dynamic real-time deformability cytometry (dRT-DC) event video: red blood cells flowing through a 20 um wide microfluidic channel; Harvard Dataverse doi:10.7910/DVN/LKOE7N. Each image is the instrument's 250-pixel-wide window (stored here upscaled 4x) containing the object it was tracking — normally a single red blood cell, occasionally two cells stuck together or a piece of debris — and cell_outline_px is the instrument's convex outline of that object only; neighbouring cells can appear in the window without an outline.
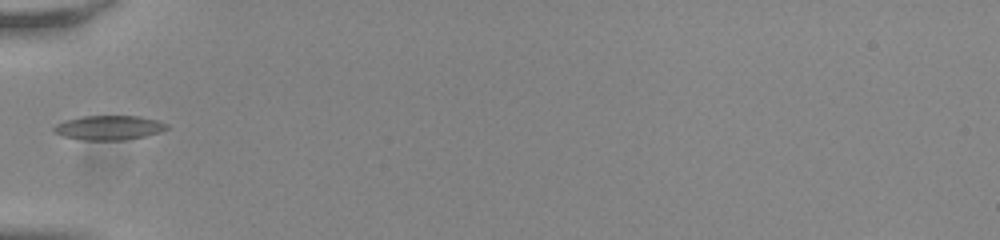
{"species": "common noctule bat (a hibernating species)", "species_latin": "Nyctalus noctula", "temperature_condition": "room temperature", "stored_images_in_passage": 35, "camera_frame_rate_fps": 3000, "um_per_image_px": 0.085, "animal": {"sex": "male", "body_mass_g": 20.0, "forearm_length_mm": 53.3}, "frame": {"image": 1, "passage_image": 1, "time_ms": 0.0, "image_size_px": [1000, 240], "cell_outline_px": [[168, 128], [160, 132], [144, 136], [124, 140], [84, 140], [64, 136], [56, 132], [52, 128], [56, 124], [64, 120], [80, 116], [140, 116], [156, 120], [168, 124]], "centroid_in_image_um": [9.26, 10.84], "position_along_channel_um": 75.7, "area_um2": 16.01}}
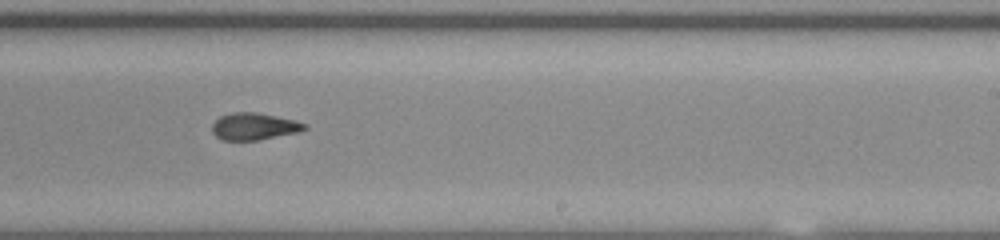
{"frame": {"image": 2, "passage_image": 16, "time_ms": 5.0, "image_size_px": [1000, 240], "cell_outline_px": [[308, 128], [300, 132], [260, 140], [220, 140], [212, 132], [212, 124], [220, 116], [232, 112], [256, 112], [296, 120], [308, 124]], "centroid_in_image_um": [21.63, 10.75], "position_along_channel_um": 267.4, "area_um2": 14.8}}
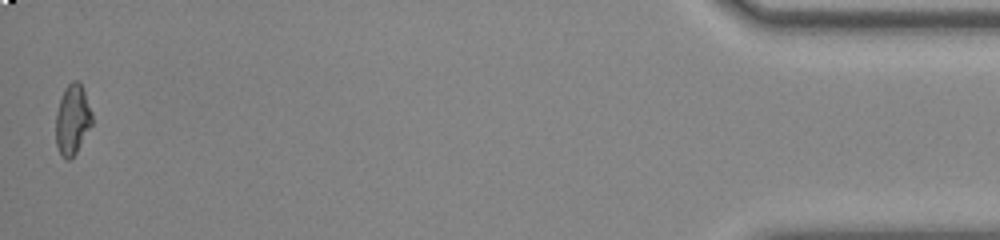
{"frame": {"image": 3, "passage_image": 35, "time_ms": 11.333, "image_size_px": [1000, 240], "cell_outline_px": [[92, 124], [76, 152], [68, 160], [64, 160], [60, 156], [56, 144], [56, 112], [64, 88], [72, 80], [80, 80], [92, 112]], "centroid_in_image_um": [6.15, 10.15], "position_along_channel_um": 429.1, "area_um2": 14.91}, "authors_computed_cell_mechanics": {"area_um2": 14.739, "velocity_mm_per_s": 3.8313, "shape_relaxation_time_tau1_ms": null, "shape_relaxation_time_tau2_ms": 1.5127, "deformation_change_tau1": null, "deformation_change_tau2": 0.0679}}